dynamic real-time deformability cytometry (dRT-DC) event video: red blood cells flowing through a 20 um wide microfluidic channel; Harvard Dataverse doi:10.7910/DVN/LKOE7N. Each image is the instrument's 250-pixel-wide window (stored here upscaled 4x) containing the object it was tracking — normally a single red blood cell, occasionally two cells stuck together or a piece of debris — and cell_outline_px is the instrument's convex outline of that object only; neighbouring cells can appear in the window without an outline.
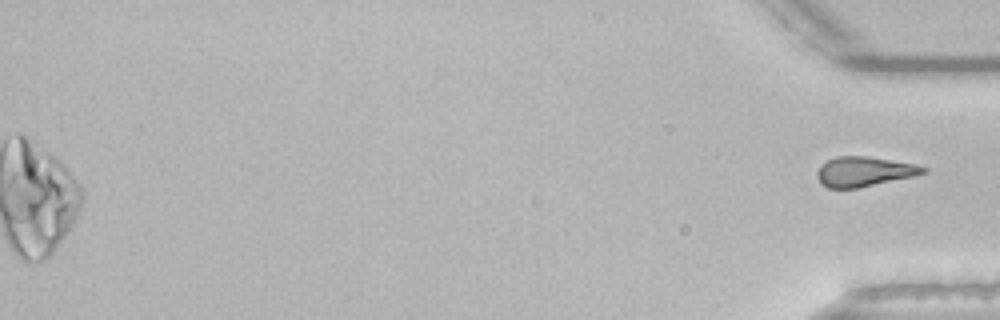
{"species": "common noctule bat (a hibernating species)", "species_latin": "Nyctalus noctula", "temperature_condition": "room temperature", "stored_images_in_passage": 47, "camera_frame_rate_fps": 3000, "um_per_image_px": 0.085, "animal": {"sex": "male", "body_mass_g": 21.5, "forearm_length_mm": 52.0}, "frame": {"image": 1, "passage_image": 47, "time_ms": 15.333, "image_size_px": [1000, 320], "cell_outline_px": [[928, 172], [912, 176], [856, 188], [828, 188], [820, 184], [816, 176], [816, 172], [828, 160], [836, 156], [864, 156], [916, 164], [928, 168]], "centroid_in_image_um": [73.43, 14.58], "position_along_channel_um": 361.8, "area_um2": 18.15}}